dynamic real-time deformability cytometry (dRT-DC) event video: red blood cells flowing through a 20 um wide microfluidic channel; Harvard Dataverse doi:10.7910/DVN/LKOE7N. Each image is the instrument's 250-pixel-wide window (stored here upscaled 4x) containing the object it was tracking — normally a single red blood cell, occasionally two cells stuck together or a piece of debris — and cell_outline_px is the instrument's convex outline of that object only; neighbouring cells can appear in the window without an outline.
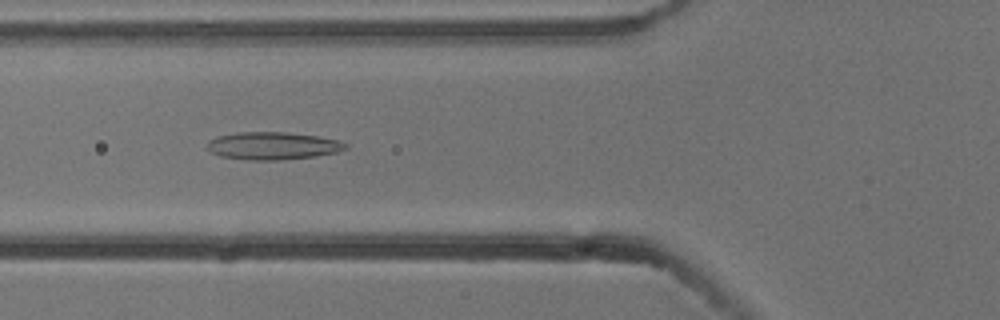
{"species": "common noctule bat (a hibernating species)", "species_latin": "Nyctalus noctula", "temperature_condition": "cold", "stored_images_in_passage": 8, "camera_frame_rate_fps": 3000, "um_per_image_px": 0.085, "animal": {"sex": "male", "body_mass_g": 13.3}, "frame": {"image": 1, "passage_image": 6, "time_ms": 1.667, "image_size_px": [1000, 320], "cell_outline_px": [[348, 148], [336, 152], [316, 156], [280, 160], [248, 160], [220, 156], [212, 152], [208, 148], [208, 140], [216, 136], [236, 132], [284, 132], [316, 136], [336, 140], [348, 144]], "centroid_in_image_um": [23.16, 12.39], "position_along_channel_um": 102.6, "area_um2": 22.2}}
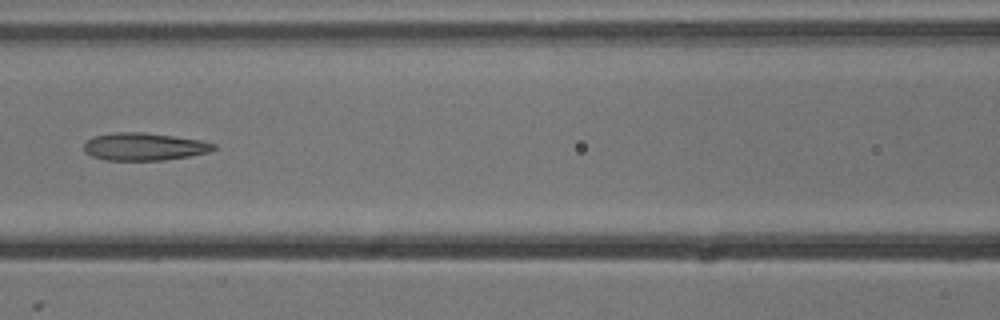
{"frame": {"image": 2, "passage_image": 7, "time_ms": 2.0, "image_size_px": [1000, 320], "cell_outline_px": [[216, 148], [208, 152], [188, 156], [164, 160], [104, 160], [92, 156], [84, 152], [84, 144], [88, 140], [96, 136], [112, 132], [144, 132], [200, 140], [216, 144]], "centroid_in_image_um": [12.23, 12.46], "position_along_channel_um": 154.4, "area_um2": 20.75}}
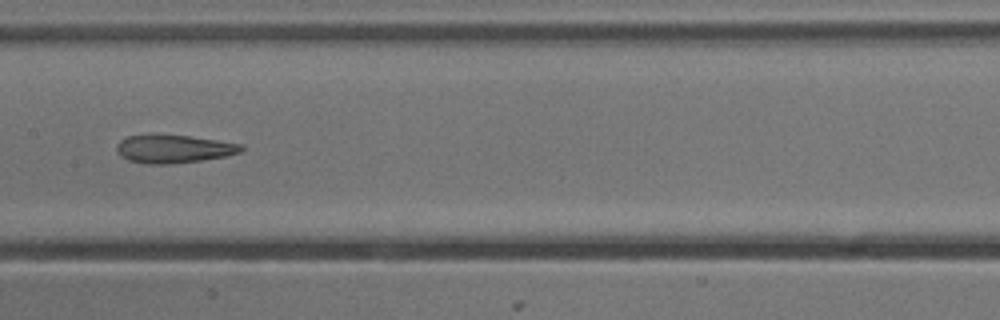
{"frame": {"image": 3, "passage_image": 8, "time_ms": 2.333, "image_size_px": [1000, 320], "cell_outline_px": [[244, 148], [240, 152], [224, 156], [200, 160], [172, 164], [148, 164], [128, 160], [120, 156], [116, 148], [116, 144], [120, 140], [128, 136], [188, 136], [216, 140], [240, 144]], "centroid_in_image_um": [14.73, 12.68], "position_along_channel_um": 192.7, "area_um2": 19.88}}